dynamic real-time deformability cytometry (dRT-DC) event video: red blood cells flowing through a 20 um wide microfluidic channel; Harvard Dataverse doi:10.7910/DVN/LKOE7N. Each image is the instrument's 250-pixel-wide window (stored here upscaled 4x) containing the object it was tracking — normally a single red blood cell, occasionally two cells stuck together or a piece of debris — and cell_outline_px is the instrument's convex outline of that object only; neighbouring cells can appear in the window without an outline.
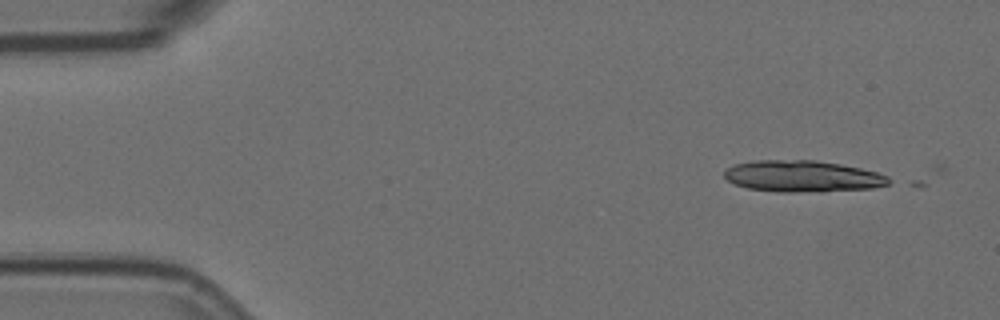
{"species": "Egyptian fruit bat (a non-hibernating species)", "species_latin": "Rousettus aegyptiacus", "temperature_condition": "room temperature", "stored_images_in_passage": 4, "camera_frame_rate_fps": 3000, "um_per_image_px": 0.085, "animal": {"sex": "female"}, "frame": {"image": 1, "passage_image": 1, "time_ms": 0.0, "image_size_px": [1000, 320], "cell_outline_px": [[896, 180], [888, 184], [872, 188], [792, 192], [780, 192], [748, 188], [736, 184], [728, 180], [724, 176], [724, 172], [732, 164], [756, 160], [816, 160], [840, 164], [860, 168], [876, 172], [888, 176]], "centroid_in_image_um": [68.22, 14.97], "position_along_channel_um": 16.8, "area_um2": 29.94}}